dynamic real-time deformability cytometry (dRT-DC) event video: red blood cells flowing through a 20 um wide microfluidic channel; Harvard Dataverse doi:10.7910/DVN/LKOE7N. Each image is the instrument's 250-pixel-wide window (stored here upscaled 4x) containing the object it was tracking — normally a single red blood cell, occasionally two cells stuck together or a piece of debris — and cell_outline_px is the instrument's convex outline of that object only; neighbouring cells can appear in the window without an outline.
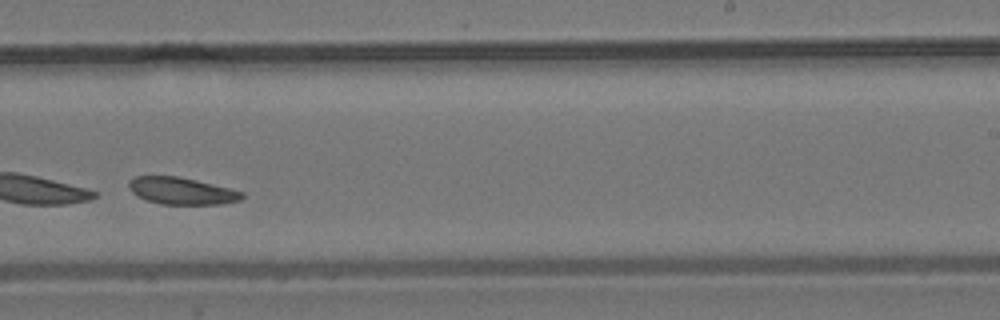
{"species": "common noctule bat (a hibernating species)", "species_latin": "Nyctalus noctula", "temperature_condition": "room temperature", "stored_images_in_passage": 48, "camera_frame_rate_fps": 3000, "um_per_image_px": 0.085, "animal": {"sex": "male", "body_mass_g": 19.2, "forearm_length_mm": 51.8}, "frame": {"image": 1, "passage_image": 28, "time_ms": 9.0, "image_size_px": [1000, 320], "cell_outline_px": [[244, 196], [240, 200], [220, 204], [160, 204], [136, 196], [128, 188], [128, 180], [136, 176], [176, 176], [196, 180], [244, 192]], "centroid_in_image_um": [15.4, 16.22], "position_along_channel_um": 273.6, "area_um2": 17.74}}